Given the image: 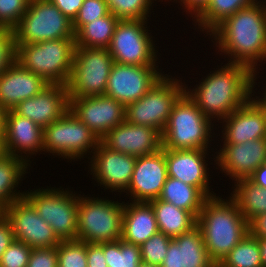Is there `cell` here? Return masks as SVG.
<instances>
[{
  "label": "cell",
  "mask_w": 266,
  "mask_h": 267,
  "mask_svg": "<svg viewBox=\"0 0 266 267\" xmlns=\"http://www.w3.org/2000/svg\"><path fill=\"white\" fill-rule=\"evenodd\" d=\"M58 267H87V243L80 240L61 241L57 245Z\"/></svg>",
  "instance_id": "obj_36"
},
{
  "label": "cell",
  "mask_w": 266,
  "mask_h": 267,
  "mask_svg": "<svg viewBox=\"0 0 266 267\" xmlns=\"http://www.w3.org/2000/svg\"><path fill=\"white\" fill-rule=\"evenodd\" d=\"M25 190L24 197L61 241L77 240L78 193L68 188L46 186ZM50 187V188H49ZM30 190V191H29ZM74 192V193H73Z\"/></svg>",
  "instance_id": "obj_7"
},
{
  "label": "cell",
  "mask_w": 266,
  "mask_h": 267,
  "mask_svg": "<svg viewBox=\"0 0 266 267\" xmlns=\"http://www.w3.org/2000/svg\"><path fill=\"white\" fill-rule=\"evenodd\" d=\"M138 267H160V266H156V265H151V264H146V263H141Z\"/></svg>",
  "instance_id": "obj_53"
},
{
  "label": "cell",
  "mask_w": 266,
  "mask_h": 267,
  "mask_svg": "<svg viewBox=\"0 0 266 267\" xmlns=\"http://www.w3.org/2000/svg\"><path fill=\"white\" fill-rule=\"evenodd\" d=\"M70 110L99 139L125 121L126 107L106 95L71 98Z\"/></svg>",
  "instance_id": "obj_18"
},
{
  "label": "cell",
  "mask_w": 266,
  "mask_h": 267,
  "mask_svg": "<svg viewBox=\"0 0 266 267\" xmlns=\"http://www.w3.org/2000/svg\"><path fill=\"white\" fill-rule=\"evenodd\" d=\"M208 152L211 153L209 150L200 149H165L168 176L197 187L206 197L216 195L211 191L212 186H209L212 183L209 166L214 165L215 168V153L209 155ZM209 158L213 159L214 163L209 161Z\"/></svg>",
  "instance_id": "obj_17"
},
{
  "label": "cell",
  "mask_w": 266,
  "mask_h": 267,
  "mask_svg": "<svg viewBox=\"0 0 266 267\" xmlns=\"http://www.w3.org/2000/svg\"><path fill=\"white\" fill-rule=\"evenodd\" d=\"M31 168L21 158L8 154L0 157V212L14 200L24 197L25 191L20 192L18 189L22 186V181L27 178V174L30 173L28 170Z\"/></svg>",
  "instance_id": "obj_27"
},
{
  "label": "cell",
  "mask_w": 266,
  "mask_h": 267,
  "mask_svg": "<svg viewBox=\"0 0 266 267\" xmlns=\"http://www.w3.org/2000/svg\"><path fill=\"white\" fill-rule=\"evenodd\" d=\"M149 203L154 209L159 232L172 239L197 226V218L189 211L159 198L151 200Z\"/></svg>",
  "instance_id": "obj_28"
},
{
  "label": "cell",
  "mask_w": 266,
  "mask_h": 267,
  "mask_svg": "<svg viewBox=\"0 0 266 267\" xmlns=\"http://www.w3.org/2000/svg\"><path fill=\"white\" fill-rule=\"evenodd\" d=\"M219 265L221 267H263L258 239L248 233Z\"/></svg>",
  "instance_id": "obj_33"
},
{
  "label": "cell",
  "mask_w": 266,
  "mask_h": 267,
  "mask_svg": "<svg viewBox=\"0 0 266 267\" xmlns=\"http://www.w3.org/2000/svg\"><path fill=\"white\" fill-rule=\"evenodd\" d=\"M155 1L160 2V0H106L110 13L119 20H150L151 10L157 3Z\"/></svg>",
  "instance_id": "obj_35"
},
{
  "label": "cell",
  "mask_w": 266,
  "mask_h": 267,
  "mask_svg": "<svg viewBox=\"0 0 266 267\" xmlns=\"http://www.w3.org/2000/svg\"><path fill=\"white\" fill-rule=\"evenodd\" d=\"M87 267H108L103 252V243H87Z\"/></svg>",
  "instance_id": "obj_44"
},
{
  "label": "cell",
  "mask_w": 266,
  "mask_h": 267,
  "mask_svg": "<svg viewBox=\"0 0 266 267\" xmlns=\"http://www.w3.org/2000/svg\"><path fill=\"white\" fill-rule=\"evenodd\" d=\"M231 187L230 196L235 200L247 222L257 215L266 213V189L249 179L238 180Z\"/></svg>",
  "instance_id": "obj_31"
},
{
  "label": "cell",
  "mask_w": 266,
  "mask_h": 267,
  "mask_svg": "<svg viewBox=\"0 0 266 267\" xmlns=\"http://www.w3.org/2000/svg\"><path fill=\"white\" fill-rule=\"evenodd\" d=\"M99 142L100 139L70 109L43 129V154L59 156L71 163L84 158L89 161Z\"/></svg>",
  "instance_id": "obj_8"
},
{
  "label": "cell",
  "mask_w": 266,
  "mask_h": 267,
  "mask_svg": "<svg viewBox=\"0 0 266 267\" xmlns=\"http://www.w3.org/2000/svg\"><path fill=\"white\" fill-rule=\"evenodd\" d=\"M216 126L220 127L222 133L221 143L240 144L266 138V108L253 95L245 104L219 121Z\"/></svg>",
  "instance_id": "obj_19"
},
{
  "label": "cell",
  "mask_w": 266,
  "mask_h": 267,
  "mask_svg": "<svg viewBox=\"0 0 266 267\" xmlns=\"http://www.w3.org/2000/svg\"><path fill=\"white\" fill-rule=\"evenodd\" d=\"M69 109L67 86L48 84L36 96L21 101L13 110L44 129Z\"/></svg>",
  "instance_id": "obj_23"
},
{
  "label": "cell",
  "mask_w": 266,
  "mask_h": 267,
  "mask_svg": "<svg viewBox=\"0 0 266 267\" xmlns=\"http://www.w3.org/2000/svg\"><path fill=\"white\" fill-rule=\"evenodd\" d=\"M207 37L213 42L211 47L218 51L216 54L227 57L228 63L244 65L263 77L259 66L266 64V0L240 9Z\"/></svg>",
  "instance_id": "obj_1"
},
{
  "label": "cell",
  "mask_w": 266,
  "mask_h": 267,
  "mask_svg": "<svg viewBox=\"0 0 266 267\" xmlns=\"http://www.w3.org/2000/svg\"><path fill=\"white\" fill-rule=\"evenodd\" d=\"M30 0H0V28L13 29L26 13Z\"/></svg>",
  "instance_id": "obj_39"
},
{
  "label": "cell",
  "mask_w": 266,
  "mask_h": 267,
  "mask_svg": "<svg viewBox=\"0 0 266 267\" xmlns=\"http://www.w3.org/2000/svg\"><path fill=\"white\" fill-rule=\"evenodd\" d=\"M169 74L166 73L139 100L126 106L127 122L152 127L162 134L174 104L185 93L183 77Z\"/></svg>",
  "instance_id": "obj_9"
},
{
  "label": "cell",
  "mask_w": 266,
  "mask_h": 267,
  "mask_svg": "<svg viewBox=\"0 0 266 267\" xmlns=\"http://www.w3.org/2000/svg\"><path fill=\"white\" fill-rule=\"evenodd\" d=\"M179 3L181 10L188 15V17L195 20L208 6V0H173L171 3Z\"/></svg>",
  "instance_id": "obj_43"
},
{
  "label": "cell",
  "mask_w": 266,
  "mask_h": 267,
  "mask_svg": "<svg viewBox=\"0 0 266 267\" xmlns=\"http://www.w3.org/2000/svg\"><path fill=\"white\" fill-rule=\"evenodd\" d=\"M4 115L5 111L0 108V137H2L4 134Z\"/></svg>",
  "instance_id": "obj_51"
},
{
  "label": "cell",
  "mask_w": 266,
  "mask_h": 267,
  "mask_svg": "<svg viewBox=\"0 0 266 267\" xmlns=\"http://www.w3.org/2000/svg\"><path fill=\"white\" fill-rule=\"evenodd\" d=\"M110 14L106 0H84L77 16L72 21V29L76 34L85 24Z\"/></svg>",
  "instance_id": "obj_38"
},
{
  "label": "cell",
  "mask_w": 266,
  "mask_h": 267,
  "mask_svg": "<svg viewBox=\"0 0 266 267\" xmlns=\"http://www.w3.org/2000/svg\"><path fill=\"white\" fill-rule=\"evenodd\" d=\"M167 177L165 149L137 157L132 178L124 196L128 194L129 201L133 202H149L157 199L162 193Z\"/></svg>",
  "instance_id": "obj_20"
},
{
  "label": "cell",
  "mask_w": 266,
  "mask_h": 267,
  "mask_svg": "<svg viewBox=\"0 0 266 267\" xmlns=\"http://www.w3.org/2000/svg\"><path fill=\"white\" fill-rule=\"evenodd\" d=\"M171 241L172 238L162 232L154 234L140 245L141 261L146 264L161 266Z\"/></svg>",
  "instance_id": "obj_37"
},
{
  "label": "cell",
  "mask_w": 266,
  "mask_h": 267,
  "mask_svg": "<svg viewBox=\"0 0 266 267\" xmlns=\"http://www.w3.org/2000/svg\"><path fill=\"white\" fill-rule=\"evenodd\" d=\"M212 267H221L219 264H214Z\"/></svg>",
  "instance_id": "obj_55"
},
{
  "label": "cell",
  "mask_w": 266,
  "mask_h": 267,
  "mask_svg": "<svg viewBox=\"0 0 266 267\" xmlns=\"http://www.w3.org/2000/svg\"><path fill=\"white\" fill-rule=\"evenodd\" d=\"M220 64L206 76L201 75L202 79L194 88L185 82V93L214 123L245 104L257 90V83L261 85L256 82L259 77L248 67L227 62Z\"/></svg>",
  "instance_id": "obj_2"
},
{
  "label": "cell",
  "mask_w": 266,
  "mask_h": 267,
  "mask_svg": "<svg viewBox=\"0 0 266 267\" xmlns=\"http://www.w3.org/2000/svg\"><path fill=\"white\" fill-rule=\"evenodd\" d=\"M4 154V149H3V141L2 137H0V157Z\"/></svg>",
  "instance_id": "obj_52"
},
{
  "label": "cell",
  "mask_w": 266,
  "mask_h": 267,
  "mask_svg": "<svg viewBox=\"0 0 266 267\" xmlns=\"http://www.w3.org/2000/svg\"><path fill=\"white\" fill-rule=\"evenodd\" d=\"M137 157L113 151L101 142L90 157L88 172L93 177L97 186L103 187L108 192L124 194L130 184L134 165ZM121 194V195H120Z\"/></svg>",
  "instance_id": "obj_15"
},
{
  "label": "cell",
  "mask_w": 266,
  "mask_h": 267,
  "mask_svg": "<svg viewBox=\"0 0 266 267\" xmlns=\"http://www.w3.org/2000/svg\"><path fill=\"white\" fill-rule=\"evenodd\" d=\"M265 83H266V81H265ZM262 85H263L262 87H265V88H262V87H261V89H263V90H261L263 93H262L261 91H260V92H259V91H258V92H254V96H255V97H256V98H257V99H258V100L265 106V108H266V84H265V86H264V84L262 83ZM264 90H265V91H264ZM260 93H261V94H260ZM255 94H256V95H257V94H258V95L260 94V95H259V96H258V95L256 96Z\"/></svg>",
  "instance_id": "obj_50"
},
{
  "label": "cell",
  "mask_w": 266,
  "mask_h": 267,
  "mask_svg": "<svg viewBox=\"0 0 266 267\" xmlns=\"http://www.w3.org/2000/svg\"><path fill=\"white\" fill-rule=\"evenodd\" d=\"M159 66H137L114 62L105 95L125 107L143 97L164 75Z\"/></svg>",
  "instance_id": "obj_13"
},
{
  "label": "cell",
  "mask_w": 266,
  "mask_h": 267,
  "mask_svg": "<svg viewBox=\"0 0 266 267\" xmlns=\"http://www.w3.org/2000/svg\"><path fill=\"white\" fill-rule=\"evenodd\" d=\"M118 22L119 19L113 13H110L85 24L75 34L76 46L86 48H108Z\"/></svg>",
  "instance_id": "obj_32"
},
{
  "label": "cell",
  "mask_w": 266,
  "mask_h": 267,
  "mask_svg": "<svg viewBox=\"0 0 266 267\" xmlns=\"http://www.w3.org/2000/svg\"><path fill=\"white\" fill-rule=\"evenodd\" d=\"M79 193L77 240L100 244L121 239L124 201Z\"/></svg>",
  "instance_id": "obj_6"
},
{
  "label": "cell",
  "mask_w": 266,
  "mask_h": 267,
  "mask_svg": "<svg viewBox=\"0 0 266 267\" xmlns=\"http://www.w3.org/2000/svg\"><path fill=\"white\" fill-rule=\"evenodd\" d=\"M2 213L12 226L15 240L24 242L31 249L55 247L61 242L25 197L14 200Z\"/></svg>",
  "instance_id": "obj_14"
},
{
  "label": "cell",
  "mask_w": 266,
  "mask_h": 267,
  "mask_svg": "<svg viewBox=\"0 0 266 267\" xmlns=\"http://www.w3.org/2000/svg\"><path fill=\"white\" fill-rule=\"evenodd\" d=\"M13 32L16 44L75 38L72 21L50 0H30Z\"/></svg>",
  "instance_id": "obj_11"
},
{
  "label": "cell",
  "mask_w": 266,
  "mask_h": 267,
  "mask_svg": "<svg viewBox=\"0 0 266 267\" xmlns=\"http://www.w3.org/2000/svg\"><path fill=\"white\" fill-rule=\"evenodd\" d=\"M16 61L13 29L0 28V74Z\"/></svg>",
  "instance_id": "obj_41"
},
{
  "label": "cell",
  "mask_w": 266,
  "mask_h": 267,
  "mask_svg": "<svg viewBox=\"0 0 266 267\" xmlns=\"http://www.w3.org/2000/svg\"><path fill=\"white\" fill-rule=\"evenodd\" d=\"M15 240L12 226L8 219L0 212V260L2 254Z\"/></svg>",
  "instance_id": "obj_45"
},
{
  "label": "cell",
  "mask_w": 266,
  "mask_h": 267,
  "mask_svg": "<svg viewBox=\"0 0 266 267\" xmlns=\"http://www.w3.org/2000/svg\"><path fill=\"white\" fill-rule=\"evenodd\" d=\"M219 194L207 197L197 217L209 257L219 264L249 233L248 222L235 200Z\"/></svg>",
  "instance_id": "obj_3"
},
{
  "label": "cell",
  "mask_w": 266,
  "mask_h": 267,
  "mask_svg": "<svg viewBox=\"0 0 266 267\" xmlns=\"http://www.w3.org/2000/svg\"><path fill=\"white\" fill-rule=\"evenodd\" d=\"M100 142L110 150L140 157L162 149V134L152 127L133 125L125 120L106 133Z\"/></svg>",
  "instance_id": "obj_22"
},
{
  "label": "cell",
  "mask_w": 266,
  "mask_h": 267,
  "mask_svg": "<svg viewBox=\"0 0 266 267\" xmlns=\"http://www.w3.org/2000/svg\"><path fill=\"white\" fill-rule=\"evenodd\" d=\"M249 234L256 238H266V213L257 215L248 222Z\"/></svg>",
  "instance_id": "obj_47"
},
{
  "label": "cell",
  "mask_w": 266,
  "mask_h": 267,
  "mask_svg": "<svg viewBox=\"0 0 266 267\" xmlns=\"http://www.w3.org/2000/svg\"><path fill=\"white\" fill-rule=\"evenodd\" d=\"M148 20H119L108 47L114 62L137 66H159L157 40ZM149 29V30H148ZM156 47V48H155Z\"/></svg>",
  "instance_id": "obj_10"
},
{
  "label": "cell",
  "mask_w": 266,
  "mask_h": 267,
  "mask_svg": "<svg viewBox=\"0 0 266 267\" xmlns=\"http://www.w3.org/2000/svg\"><path fill=\"white\" fill-rule=\"evenodd\" d=\"M161 2H163V0H160ZM168 2V4L170 3V1H172V0H164V2Z\"/></svg>",
  "instance_id": "obj_54"
},
{
  "label": "cell",
  "mask_w": 266,
  "mask_h": 267,
  "mask_svg": "<svg viewBox=\"0 0 266 267\" xmlns=\"http://www.w3.org/2000/svg\"><path fill=\"white\" fill-rule=\"evenodd\" d=\"M2 141L4 154L21 158L31 166V157L43 153V128L14 110H8L4 115Z\"/></svg>",
  "instance_id": "obj_21"
},
{
  "label": "cell",
  "mask_w": 266,
  "mask_h": 267,
  "mask_svg": "<svg viewBox=\"0 0 266 267\" xmlns=\"http://www.w3.org/2000/svg\"><path fill=\"white\" fill-rule=\"evenodd\" d=\"M27 267H58L57 246L32 249Z\"/></svg>",
  "instance_id": "obj_42"
},
{
  "label": "cell",
  "mask_w": 266,
  "mask_h": 267,
  "mask_svg": "<svg viewBox=\"0 0 266 267\" xmlns=\"http://www.w3.org/2000/svg\"><path fill=\"white\" fill-rule=\"evenodd\" d=\"M207 197L197 188L179 179L167 177L163 185L160 200L171 203L178 208L189 211L196 218Z\"/></svg>",
  "instance_id": "obj_29"
},
{
  "label": "cell",
  "mask_w": 266,
  "mask_h": 267,
  "mask_svg": "<svg viewBox=\"0 0 266 267\" xmlns=\"http://www.w3.org/2000/svg\"><path fill=\"white\" fill-rule=\"evenodd\" d=\"M248 179L254 184L266 189V163L256 169Z\"/></svg>",
  "instance_id": "obj_48"
},
{
  "label": "cell",
  "mask_w": 266,
  "mask_h": 267,
  "mask_svg": "<svg viewBox=\"0 0 266 267\" xmlns=\"http://www.w3.org/2000/svg\"><path fill=\"white\" fill-rule=\"evenodd\" d=\"M48 83L15 61L0 74V108L13 110L21 101L36 96Z\"/></svg>",
  "instance_id": "obj_24"
},
{
  "label": "cell",
  "mask_w": 266,
  "mask_h": 267,
  "mask_svg": "<svg viewBox=\"0 0 266 267\" xmlns=\"http://www.w3.org/2000/svg\"><path fill=\"white\" fill-rule=\"evenodd\" d=\"M215 123L206 117L184 93L174 104L162 132V148L171 150L200 149L215 152L211 145ZM213 137V140H212ZM213 150V151H212Z\"/></svg>",
  "instance_id": "obj_4"
},
{
  "label": "cell",
  "mask_w": 266,
  "mask_h": 267,
  "mask_svg": "<svg viewBox=\"0 0 266 267\" xmlns=\"http://www.w3.org/2000/svg\"><path fill=\"white\" fill-rule=\"evenodd\" d=\"M108 267H138L141 261L140 246L122 239L103 243Z\"/></svg>",
  "instance_id": "obj_34"
},
{
  "label": "cell",
  "mask_w": 266,
  "mask_h": 267,
  "mask_svg": "<svg viewBox=\"0 0 266 267\" xmlns=\"http://www.w3.org/2000/svg\"><path fill=\"white\" fill-rule=\"evenodd\" d=\"M215 148V169L234 183L248 179L253 172L266 163V138L245 143H221ZM222 147V148H221ZM224 173V174H223Z\"/></svg>",
  "instance_id": "obj_16"
},
{
  "label": "cell",
  "mask_w": 266,
  "mask_h": 267,
  "mask_svg": "<svg viewBox=\"0 0 266 267\" xmlns=\"http://www.w3.org/2000/svg\"><path fill=\"white\" fill-rule=\"evenodd\" d=\"M114 60L108 48L75 47L69 81V100L76 97L105 95Z\"/></svg>",
  "instance_id": "obj_12"
},
{
  "label": "cell",
  "mask_w": 266,
  "mask_h": 267,
  "mask_svg": "<svg viewBox=\"0 0 266 267\" xmlns=\"http://www.w3.org/2000/svg\"><path fill=\"white\" fill-rule=\"evenodd\" d=\"M202 232L198 226L174 237L160 267H212Z\"/></svg>",
  "instance_id": "obj_25"
},
{
  "label": "cell",
  "mask_w": 266,
  "mask_h": 267,
  "mask_svg": "<svg viewBox=\"0 0 266 267\" xmlns=\"http://www.w3.org/2000/svg\"><path fill=\"white\" fill-rule=\"evenodd\" d=\"M257 0H208L206 9L192 22L194 30L207 37L219 24L242 8ZM194 23V24H193Z\"/></svg>",
  "instance_id": "obj_30"
},
{
  "label": "cell",
  "mask_w": 266,
  "mask_h": 267,
  "mask_svg": "<svg viewBox=\"0 0 266 267\" xmlns=\"http://www.w3.org/2000/svg\"><path fill=\"white\" fill-rule=\"evenodd\" d=\"M71 21L75 19L84 0H50Z\"/></svg>",
  "instance_id": "obj_46"
},
{
  "label": "cell",
  "mask_w": 266,
  "mask_h": 267,
  "mask_svg": "<svg viewBox=\"0 0 266 267\" xmlns=\"http://www.w3.org/2000/svg\"><path fill=\"white\" fill-rule=\"evenodd\" d=\"M31 251L24 242L14 240L2 254L0 267H27Z\"/></svg>",
  "instance_id": "obj_40"
},
{
  "label": "cell",
  "mask_w": 266,
  "mask_h": 267,
  "mask_svg": "<svg viewBox=\"0 0 266 267\" xmlns=\"http://www.w3.org/2000/svg\"><path fill=\"white\" fill-rule=\"evenodd\" d=\"M75 38L16 44V61L48 84L66 85L71 74Z\"/></svg>",
  "instance_id": "obj_5"
},
{
  "label": "cell",
  "mask_w": 266,
  "mask_h": 267,
  "mask_svg": "<svg viewBox=\"0 0 266 267\" xmlns=\"http://www.w3.org/2000/svg\"><path fill=\"white\" fill-rule=\"evenodd\" d=\"M261 249L262 264L266 267V238H257Z\"/></svg>",
  "instance_id": "obj_49"
},
{
  "label": "cell",
  "mask_w": 266,
  "mask_h": 267,
  "mask_svg": "<svg viewBox=\"0 0 266 267\" xmlns=\"http://www.w3.org/2000/svg\"><path fill=\"white\" fill-rule=\"evenodd\" d=\"M158 225L152 205L149 202L124 200L121 239L141 245L158 233Z\"/></svg>",
  "instance_id": "obj_26"
}]
</instances>
